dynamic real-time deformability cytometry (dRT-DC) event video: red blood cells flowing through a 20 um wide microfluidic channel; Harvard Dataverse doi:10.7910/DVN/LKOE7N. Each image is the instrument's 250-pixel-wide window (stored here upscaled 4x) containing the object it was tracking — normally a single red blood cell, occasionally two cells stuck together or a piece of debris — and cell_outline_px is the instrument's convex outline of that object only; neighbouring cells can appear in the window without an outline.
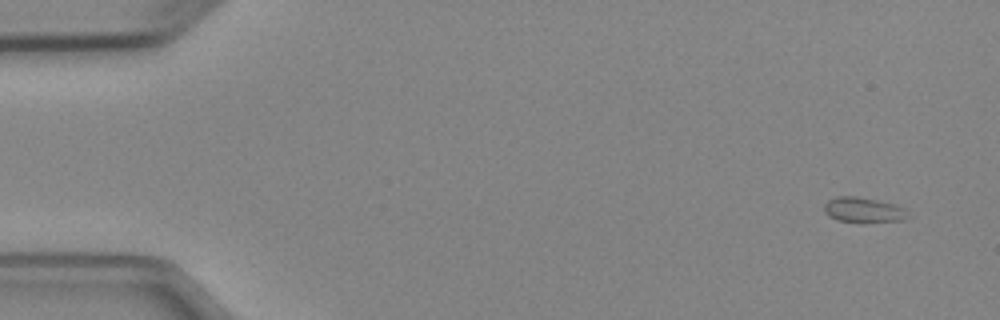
{"species": "Egyptian fruit bat (a non-hibernating species)", "species_latin": "Rousettus aegyptiacus", "temperature_condition": "cold", "stored_images_in_passage": 5, "camera_frame_rate_fps": 3000, "um_per_image_px": 0.085, "animal": {"sex": "female"}, "frame": {"image": 1, "passage_image": 1, "time_ms": 0.0, "image_size_px": [1000, 320], "cell_outline_px": [[912, 216], [900, 220], [836, 220], [828, 216], [824, 212], [824, 204], [828, 200], [836, 196], [856, 196], [896, 204], [904, 208]], "centroid_in_image_um": [73.37, 17.8], "position_along_channel_um": 11.6, "area_um2": 11.85}}